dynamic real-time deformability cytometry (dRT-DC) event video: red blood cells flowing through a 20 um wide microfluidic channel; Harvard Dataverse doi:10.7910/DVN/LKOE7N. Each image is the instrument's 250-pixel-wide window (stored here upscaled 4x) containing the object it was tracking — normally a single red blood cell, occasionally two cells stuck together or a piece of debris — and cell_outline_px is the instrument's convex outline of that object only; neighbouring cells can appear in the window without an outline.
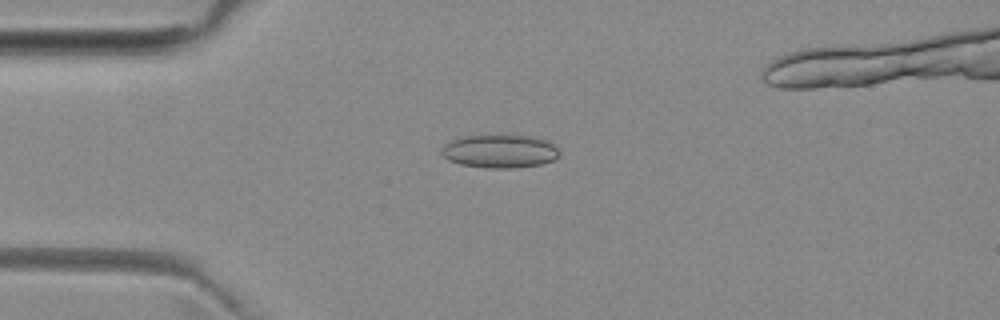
{"species": "common noctule bat (a hibernating species)", "species_latin": "Nyctalus noctula", "temperature_condition": "room temperature", "stored_images_in_passage": 5, "camera_frame_rate_fps": 3000, "um_per_image_px": 0.085, "animal": {"sex": "female", "body_mass_g": 29.2, "forearm_length_mm": 56.3}, "frame": {"image": 1, "passage_image": 4, "time_ms": 3.333, "image_size_px": [1000, 320], "cell_outline_px": [[560, 156], [556, 160], [540, 164], [516, 168], [484, 168], [460, 164], [448, 160], [440, 152], [440, 148], [444, 144], [452, 140], [464, 136], [528, 136], [548, 140], [560, 152]], "centroid_in_image_um": [42.48, 12.87], "position_along_channel_um": 42.5, "area_um2": 22.89}}